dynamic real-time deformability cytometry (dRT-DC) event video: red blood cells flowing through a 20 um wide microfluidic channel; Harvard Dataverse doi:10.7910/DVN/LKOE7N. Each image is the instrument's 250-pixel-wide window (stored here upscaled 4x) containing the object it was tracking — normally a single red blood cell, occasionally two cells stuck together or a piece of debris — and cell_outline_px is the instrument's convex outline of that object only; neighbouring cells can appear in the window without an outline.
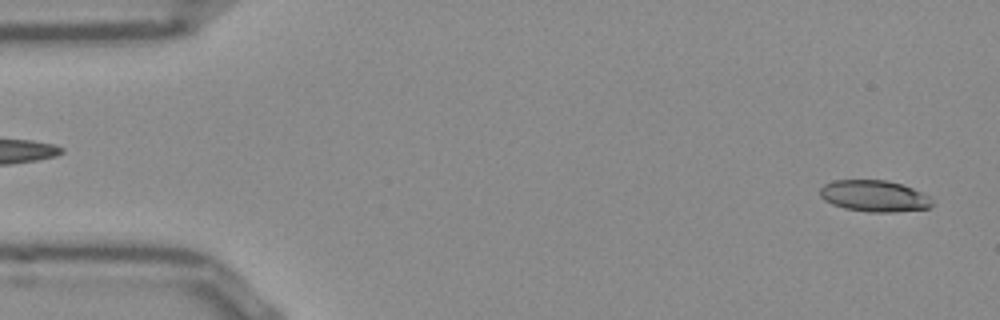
{"species": "Egyptian fruit bat (a non-hibernating species)", "species_latin": "Rousettus aegyptiacus", "temperature_condition": "room temperature", "stored_images_in_passage": 52, "camera_frame_rate_fps": 3000, "um_per_image_px": 0.085, "frame": {"image": 1, "passage_image": 2, "time_ms": 0.333, "image_size_px": [1000, 320], "cell_outline_px": [[932, 204], [928, 208], [896, 212], [868, 212], [844, 208], [832, 204], [824, 200], [820, 196], [820, 188], [824, 184], [832, 180], [888, 180], [912, 188], [928, 196], [932, 200]], "centroid_in_image_um": [74.27, 16.66], "position_along_channel_um": 10.7, "area_um2": 20.52}}
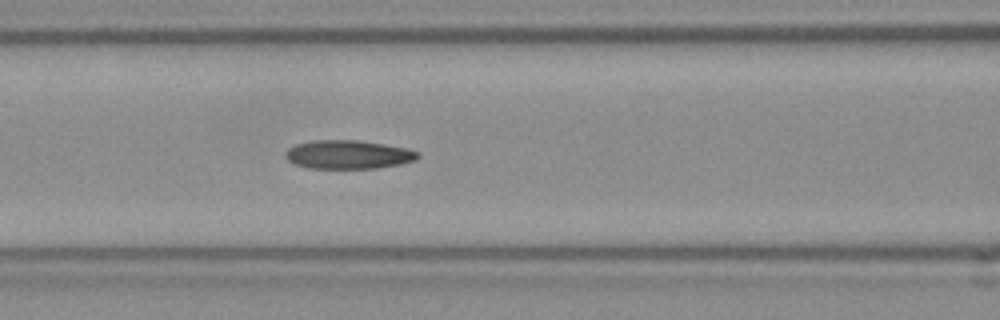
{"frame": {"image": 2, "passage_image": 21, "time_ms": 6.667, "image_size_px": [1000, 320], "cell_outline_px": [[420, 156], [416, 160], [400, 164], [376, 168], [304, 168], [292, 164], [284, 156], [284, 152], [288, 148], [296, 144], [312, 140], [356, 140], [384, 144], [408, 148], [416, 152]], "centroid_in_image_um": [29.54, 13.14], "position_along_channel_um": 137.1, "area_um2": 22.25}}
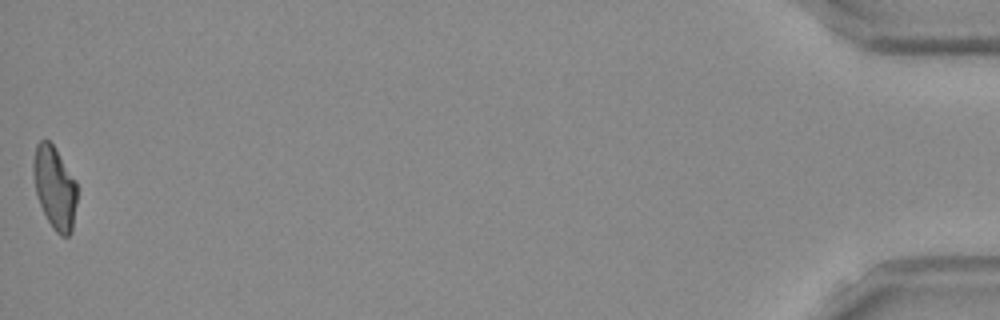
{"frame": {"image": 3, "passage_image": 52, "time_ms": 17.0, "image_size_px": [1000, 320], "cell_outline_px": [[76, 204], [72, 232], [68, 236], [60, 236], [52, 228], [36, 196], [32, 172], [32, 164], [36, 144], [40, 140], [48, 140], [52, 144], [76, 180]], "centroid_in_image_um": [4.63, 15.95], "position_along_channel_um": 430.6, "area_um2": 21.1}, "authors_computed_cell_mechanics": {"area_um2": 21.7328, "velocity_mm_per_s": 3.8407, "shape_relaxation_time_tau1_ms": null, "shape_relaxation_time_tau2_ms": 3.6445, "deformation_change_tau1": null, "deformation_change_tau2": 0.1113}}